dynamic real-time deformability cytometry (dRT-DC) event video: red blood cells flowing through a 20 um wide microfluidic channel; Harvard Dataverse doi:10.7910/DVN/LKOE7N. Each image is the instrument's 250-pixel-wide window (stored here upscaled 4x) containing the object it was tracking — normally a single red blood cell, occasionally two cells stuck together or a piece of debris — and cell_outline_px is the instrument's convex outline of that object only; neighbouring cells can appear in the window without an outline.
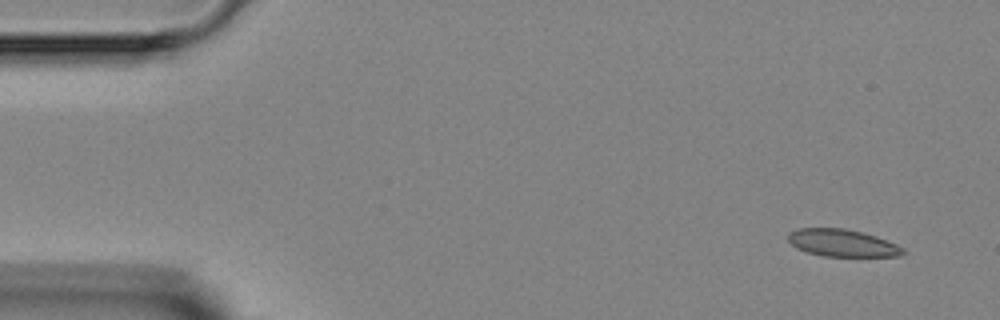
{"species": "Egyptian fruit bat (a non-hibernating species)", "species_latin": "Rousettus aegyptiacus", "temperature_condition": "room temperature", "stored_images_in_passage": 4, "camera_frame_rate_fps": 3000, "um_per_image_px": 0.085, "animal": {"sex": "female"}, "frame": {"image": 1, "passage_image": 1, "time_ms": 0.0, "image_size_px": [1000, 320], "cell_outline_px": [[908, 252], [900, 256], [824, 256], [808, 252], [796, 248], [788, 240], [788, 232], [796, 228], [844, 228], [876, 236], [896, 244], [904, 248]], "centroid_in_image_um": [71.6, 20.65], "position_along_channel_um": 13.4, "area_um2": 18.26}}